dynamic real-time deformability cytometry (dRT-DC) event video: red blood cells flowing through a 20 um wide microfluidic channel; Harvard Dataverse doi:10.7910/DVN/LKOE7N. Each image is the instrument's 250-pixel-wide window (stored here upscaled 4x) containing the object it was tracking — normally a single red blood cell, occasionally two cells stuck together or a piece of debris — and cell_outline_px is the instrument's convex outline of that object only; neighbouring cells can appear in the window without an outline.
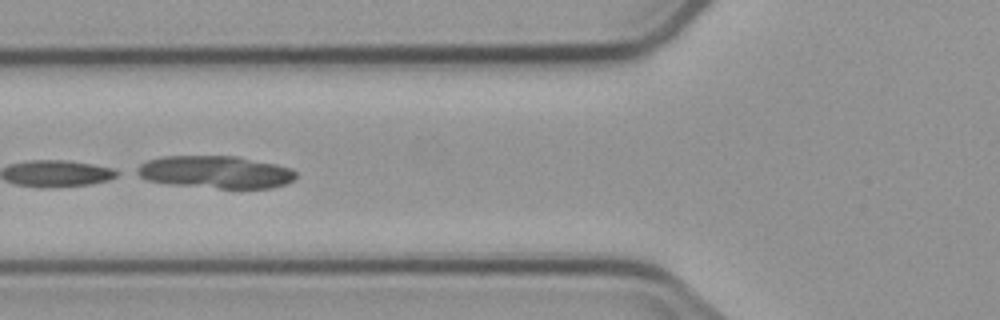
{"species": "common noctule bat (a hibernating species)", "species_latin": "Nyctalus noctula", "temperature_condition": "cold", "stored_images_in_passage": 6, "camera_frame_rate_fps": 3000, "um_per_image_px": 0.085, "animal": {"sex": "male", "body_mass_g": 23.1, "forearm_length_mm": 52.7}, "frame": {"image": 1, "passage_image": 6, "time_ms": 6.0, "image_size_px": [1000, 320], "cell_outline_px": [[296, 176], [292, 180], [284, 184], [272, 188], [220, 188], [168, 184], [148, 180], [132, 172], [140, 164], [148, 160], [164, 156], [236, 156], [276, 164], [292, 168], [296, 172]], "centroid_in_image_um": [18.29, 14.62], "position_along_channel_um": 107.5, "area_um2": 30.11}}